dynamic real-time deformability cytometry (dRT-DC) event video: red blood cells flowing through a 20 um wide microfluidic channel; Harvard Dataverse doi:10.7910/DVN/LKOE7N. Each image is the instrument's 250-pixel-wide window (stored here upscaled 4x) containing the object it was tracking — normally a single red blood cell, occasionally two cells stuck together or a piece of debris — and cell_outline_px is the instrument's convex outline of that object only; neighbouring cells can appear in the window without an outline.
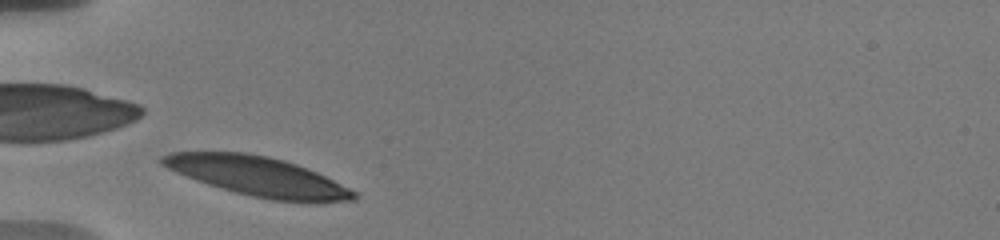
{"species": "human", "species_latin": "Homo sapiens", "temperature_condition": "warm", "stored_images_in_passage": 25, "camera_frame_rate_fps": 3000, "um_per_image_px": 0.085, "donor": {"sex": "male"}, "frame": {"image": 1, "passage_image": 1, "time_ms": 0.0, "image_size_px": [1000, 240], "cell_outline_px": [[360, 196], [356, 200], [320, 204], [308, 204], [272, 200], [252, 196], [236, 192], [208, 184], [196, 180], [176, 172], [160, 164], [160, 156], [172, 152], [248, 152], [268, 156], [284, 160], [308, 168], [356, 192]], "centroid_in_image_um": [21.99, 15.02], "position_along_channel_um": 63.0, "area_um2": 44.39}}
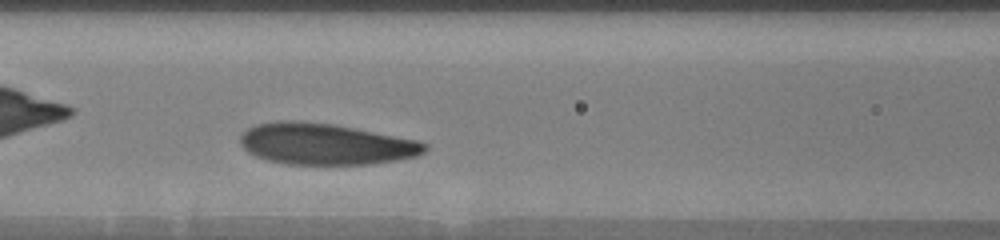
{"frame": {"image": 2, "passage_image": 8, "time_ms": 2.333, "image_size_px": [1000, 240], "cell_outline_px": [[428, 148], [424, 152], [416, 156], [396, 160], [368, 164], [284, 164], [264, 160], [248, 152], [240, 144], [240, 136], [248, 128], [256, 124], [280, 120], [292, 120], [332, 124], [416, 140], [428, 144]], "centroid_in_image_um": [27.62, 12.25], "position_along_channel_um": 139.0, "area_um2": 44.22}}
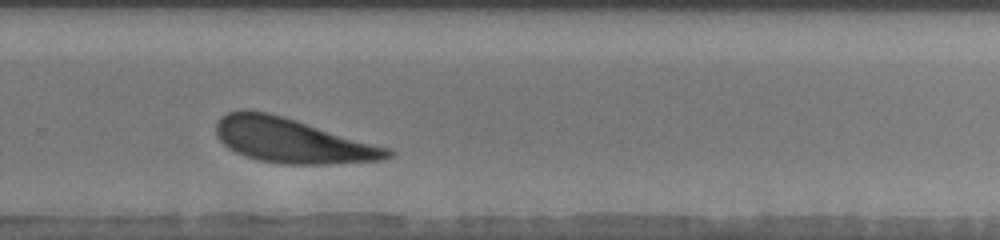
{"frame": {"image": 3, "passage_image": 18, "time_ms": 1673.667, "image_size_px": [1000, 240], "cell_outline_px": [[396, 152], [392, 156], [384, 160], [328, 164], [280, 164], [256, 160], [244, 156], [228, 148], [216, 136], [216, 124], [220, 116], [228, 112], [244, 108], [268, 112], [392, 148]], "centroid_in_image_um": [24.84, 11.95], "position_along_channel_um": 305.0, "area_um2": 45.03}, "authors_computed_cell_mechanics": {"area_um2": 44.6216, "velocity_mm_per_s": 3.5658, "shape_relaxation_time_tau1_ms": 1.5124, "shape_relaxation_time_tau2_ms": null, "deformation_change_tau1": 0.0907, "deformation_change_tau2": null}}